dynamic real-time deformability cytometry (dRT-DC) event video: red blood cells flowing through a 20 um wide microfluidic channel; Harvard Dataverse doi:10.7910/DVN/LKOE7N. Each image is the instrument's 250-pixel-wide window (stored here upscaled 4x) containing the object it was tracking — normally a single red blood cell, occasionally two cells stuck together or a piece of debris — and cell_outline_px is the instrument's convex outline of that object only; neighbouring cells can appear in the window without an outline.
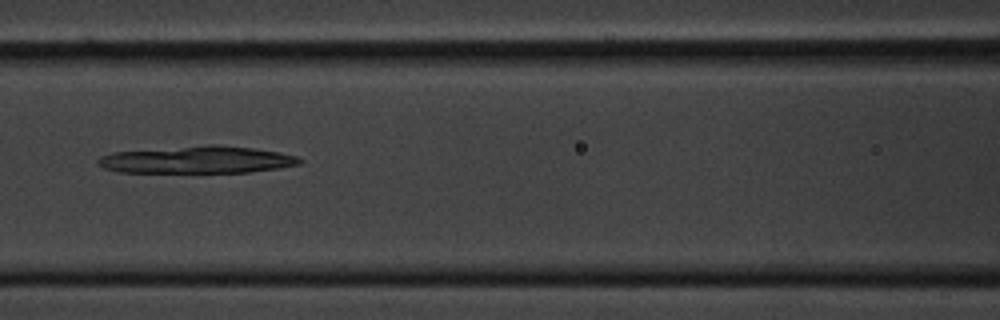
{"species": "common noctule bat (a hibernating species)", "species_latin": "Nyctalus noctula", "temperature_condition": "cold", "stored_images_in_passage": 54, "camera_frame_rate_fps": 3000, "um_per_image_px": 0.085, "animal": {"sex": "male", "body_mass_g": 20.1, "forearm_length_mm": 53.5}, "frame": {"image": 1, "passage_image": 23, "time_ms": 7.333, "image_size_px": [1000, 320], "cell_outline_px": [[304, 160], [300, 164], [280, 168], [248, 172], [116, 172], [104, 168], [96, 164], [96, 160], [100, 156], [116, 152], [208, 144], [216, 144], [252, 148], [280, 152], [296, 156]], "centroid_in_image_um": [16.77, 13.58], "position_along_channel_um": 149.8, "area_um2": 32.02}}
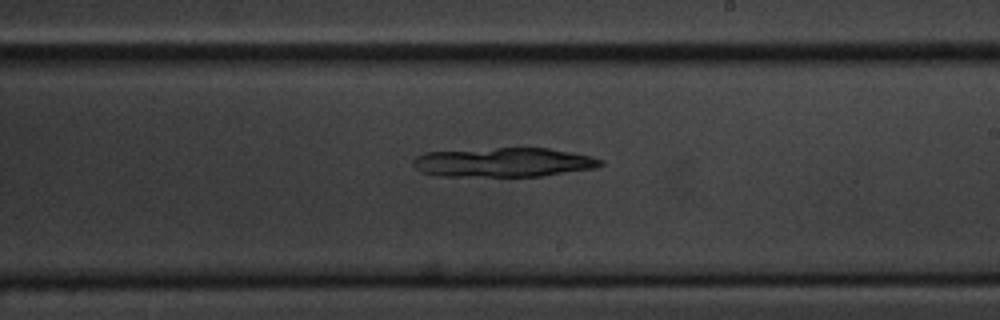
{"frame": {"image": 2, "passage_image": 31, "time_ms": 10.0, "image_size_px": [1000, 320], "cell_outline_px": [[604, 164], [596, 168], [544, 176], [440, 176], [420, 172], [412, 164], [412, 160], [416, 156], [424, 152], [496, 148], [548, 148], [592, 156], [604, 160]], "centroid_in_image_um": [42.81, 13.8], "position_along_channel_um": 246.2, "area_um2": 32.19}}